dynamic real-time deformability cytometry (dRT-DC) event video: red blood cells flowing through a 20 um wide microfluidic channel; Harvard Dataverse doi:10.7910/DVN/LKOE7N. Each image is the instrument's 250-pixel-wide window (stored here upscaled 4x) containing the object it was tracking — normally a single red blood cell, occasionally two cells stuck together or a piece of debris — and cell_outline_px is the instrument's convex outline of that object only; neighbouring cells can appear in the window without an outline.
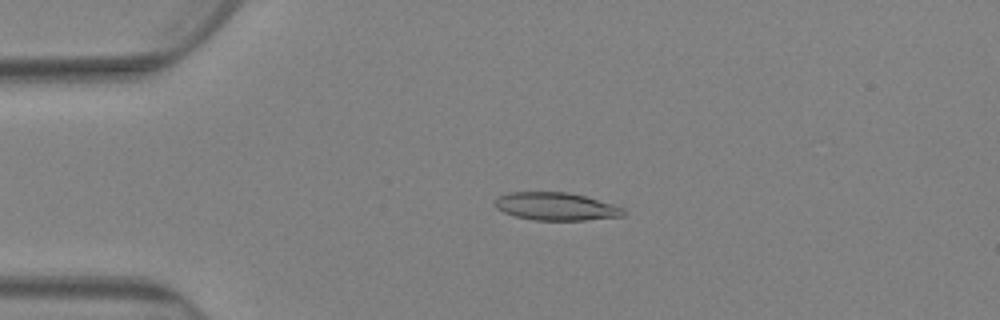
{"species": "Egyptian fruit bat (a non-hibernating species)", "species_latin": "Rousettus aegyptiacus", "temperature_condition": "warm", "stored_images_in_passage": 77, "camera_frame_rate_fps": 3000, "um_per_image_px": 0.085, "animal": {"sex": "female"}, "frame": {"image": 1, "passage_image": 20, "time_ms": 6.333, "image_size_px": [1000, 320], "cell_outline_px": [[628, 212], [624, 216], [584, 220], [532, 220], [516, 216], [504, 212], [496, 208], [492, 204], [492, 200], [508, 192], [568, 192], [584, 196], [612, 204], [624, 208]], "centroid_in_image_um": [47.24, 17.55], "position_along_channel_um": 37.8, "area_um2": 20.98}}
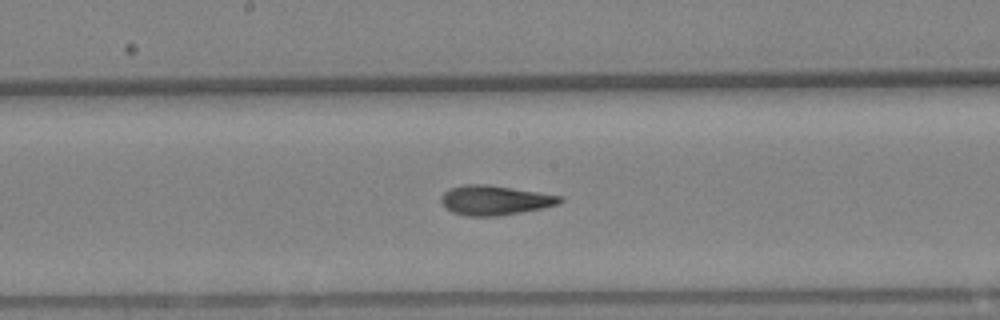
{"frame": {"image": 2, "passage_image": 45, "time_ms": 14.667, "image_size_px": [1000, 320], "cell_outline_px": [[564, 200], [560, 204], [544, 208], [496, 216], [464, 216], [452, 212], [444, 208], [440, 200], [440, 196], [448, 188], [464, 184], [488, 184], [564, 196]], "centroid_in_image_um": [42.04, 17.01], "position_along_channel_um": 206.2, "area_um2": 20.87}}
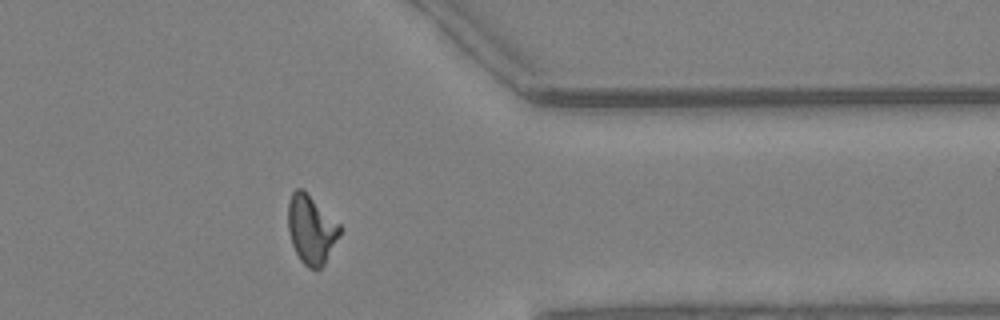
{"frame": {"image": 3, "passage_image": 68, "time_ms": 22.333, "image_size_px": [1000, 320], "cell_outline_px": [[340, 232], [324, 264], [320, 268], [308, 268], [300, 260], [292, 244], [288, 228], [288, 200], [292, 192], [296, 188], [304, 188], [340, 224]], "centroid_in_image_um": [26.43, 19.44], "position_along_channel_um": 385.0, "area_um2": 20.63}}